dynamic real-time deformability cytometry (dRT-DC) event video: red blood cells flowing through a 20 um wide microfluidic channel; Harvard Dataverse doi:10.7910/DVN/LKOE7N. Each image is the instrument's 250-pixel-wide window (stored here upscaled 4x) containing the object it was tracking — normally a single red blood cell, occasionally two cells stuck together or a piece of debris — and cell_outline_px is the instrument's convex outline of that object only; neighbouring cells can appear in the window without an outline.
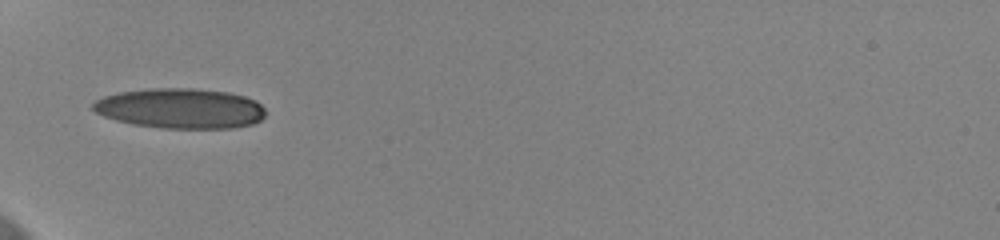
{"species": "human", "species_latin": "Homo sapiens", "temperature_condition": "cold", "stored_images_in_passage": 36, "camera_frame_rate_fps": 3000, "um_per_image_px": 0.085, "donor": {"sex": "female"}, "frame": {"image": 1, "passage_image": 1, "time_ms": 0.0, "image_size_px": [1000, 240], "cell_outline_px": [[264, 116], [260, 120], [252, 124], [232, 128], [160, 128], [132, 124], [116, 120], [104, 116], [96, 112], [92, 108], [92, 104], [96, 100], [104, 96], [120, 92], [148, 88], [192, 88], [228, 92], [244, 96], [256, 100], [264, 108]], "centroid_in_image_um": [15.33, 9.21], "position_along_channel_um": 69.7, "area_um2": 40.4}}
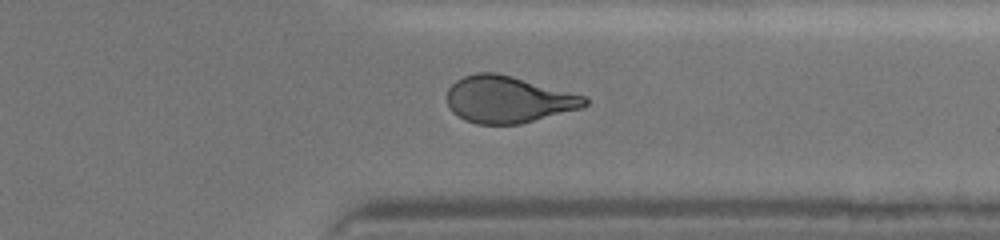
{"frame": {"image": 2, "passage_image": 26, "time_ms": 8.333, "image_size_px": [1000, 240], "cell_outline_px": [[588, 104], [584, 108], [520, 124], [476, 124], [464, 120], [452, 112], [448, 104], [448, 88], [456, 80], [464, 76], [476, 72], [496, 72], [512, 76], [588, 96]], "centroid_in_image_um": [43.23, 8.45], "position_along_channel_um": 368.2, "area_um2": 37.92}, "authors_computed_cell_mechanics": {"area_um2": 38.4659, "velocity_mm_per_s": 3.6627, "shape_relaxation_time_tau1_ms": 6.834, "shape_relaxation_time_tau2_ms": 1.8418, "deformation_change_tau1": 0.1743, "deformation_change_tau2": 0.0999}}